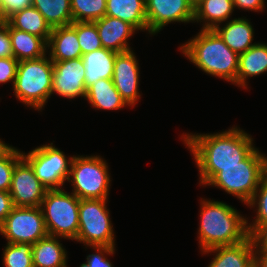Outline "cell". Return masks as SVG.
Instances as JSON below:
<instances>
[{"instance_id":"6da1fadb","label":"cell","mask_w":267,"mask_h":267,"mask_svg":"<svg viewBox=\"0 0 267 267\" xmlns=\"http://www.w3.org/2000/svg\"><path fill=\"white\" fill-rule=\"evenodd\" d=\"M251 137L237 126L214 134L183 133L181 138L199 169V184L206 187L222 167L240 165L255 149Z\"/></svg>"},{"instance_id":"52a82bcc","label":"cell","mask_w":267,"mask_h":267,"mask_svg":"<svg viewBox=\"0 0 267 267\" xmlns=\"http://www.w3.org/2000/svg\"><path fill=\"white\" fill-rule=\"evenodd\" d=\"M103 159L98 155H73L68 182L79 199H108L111 179Z\"/></svg>"},{"instance_id":"d6986e66","label":"cell","mask_w":267,"mask_h":267,"mask_svg":"<svg viewBox=\"0 0 267 267\" xmlns=\"http://www.w3.org/2000/svg\"><path fill=\"white\" fill-rule=\"evenodd\" d=\"M267 72V44L256 43L239 55L236 86L247 87V78Z\"/></svg>"},{"instance_id":"f1b7e54d","label":"cell","mask_w":267,"mask_h":267,"mask_svg":"<svg viewBox=\"0 0 267 267\" xmlns=\"http://www.w3.org/2000/svg\"><path fill=\"white\" fill-rule=\"evenodd\" d=\"M4 267H34L32 245L28 243H7L3 249Z\"/></svg>"},{"instance_id":"836d02e7","label":"cell","mask_w":267,"mask_h":267,"mask_svg":"<svg viewBox=\"0 0 267 267\" xmlns=\"http://www.w3.org/2000/svg\"><path fill=\"white\" fill-rule=\"evenodd\" d=\"M18 64L14 57L0 58V83L11 81L14 85Z\"/></svg>"},{"instance_id":"603a6c76","label":"cell","mask_w":267,"mask_h":267,"mask_svg":"<svg viewBox=\"0 0 267 267\" xmlns=\"http://www.w3.org/2000/svg\"><path fill=\"white\" fill-rule=\"evenodd\" d=\"M106 16L116 17L147 31L146 0H106Z\"/></svg>"},{"instance_id":"8d00e7d4","label":"cell","mask_w":267,"mask_h":267,"mask_svg":"<svg viewBox=\"0 0 267 267\" xmlns=\"http://www.w3.org/2000/svg\"><path fill=\"white\" fill-rule=\"evenodd\" d=\"M255 252L267 251V224L260 225L251 235Z\"/></svg>"},{"instance_id":"4316f807","label":"cell","mask_w":267,"mask_h":267,"mask_svg":"<svg viewBox=\"0 0 267 267\" xmlns=\"http://www.w3.org/2000/svg\"><path fill=\"white\" fill-rule=\"evenodd\" d=\"M35 7L51 28L70 25L73 22L71 0H32Z\"/></svg>"},{"instance_id":"44dd1931","label":"cell","mask_w":267,"mask_h":267,"mask_svg":"<svg viewBox=\"0 0 267 267\" xmlns=\"http://www.w3.org/2000/svg\"><path fill=\"white\" fill-rule=\"evenodd\" d=\"M59 239L47 235L32 245L34 267H68L67 252Z\"/></svg>"},{"instance_id":"7a4b0ae2","label":"cell","mask_w":267,"mask_h":267,"mask_svg":"<svg viewBox=\"0 0 267 267\" xmlns=\"http://www.w3.org/2000/svg\"><path fill=\"white\" fill-rule=\"evenodd\" d=\"M200 225L198 230L201 252L207 249L234 245L250 235L248 220L237 209L222 201L201 199Z\"/></svg>"},{"instance_id":"30bf717a","label":"cell","mask_w":267,"mask_h":267,"mask_svg":"<svg viewBox=\"0 0 267 267\" xmlns=\"http://www.w3.org/2000/svg\"><path fill=\"white\" fill-rule=\"evenodd\" d=\"M7 243L33 245L48 235L41 207H13L0 227Z\"/></svg>"},{"instance_id":"b9f144b4","label":"cell","mask_w":267,"mask_h":267,"mask_svg":"<svg viewBox=\"0 0 267 267\" xmlns=\"http://www.w3.org/2000/svg\"><path fill=\"white\" fill-rule=\"evenodd\" d=\"M189 4H190V6L193 8V9H195L199 4H200V2L202 1V0H186Z\"/></svg>"},{"instance_id":"74e56055","label":"cell","mask_w":267,"mask_h":267,"mask_svg":"<svg viewBox=\"0 0 267 267\" xmlns=\"http://www.w3.org/2000/svg\"><path fill=\"white\" fill-rule=\"evenodd\" d=\"M14 207L9 192L0 190V227L4 223L6 217L11 213Z\"/></svg>"},{"instance_id":"ab89813d","label":"cell","mask_w":267,"mask_h":267,"mask_svg":"<svg viewBox=\"0 0 267 267\" xmlns=\"http://www.w3.org/2000/svg\"><path fill=\"white\" fill-rule=\"evenodd\" d=\"M255 267H267V251L255 252Z\"/></svg>"},{"instance_id":"f546056e","label":"cell","mask_w":267,"mask_h":267,"mask_svg":"<svg viewBox=\"0 0 267 267\" xmlns=\"http://www.w3.org/2000/svg\"><path fill=\"white\" fill-rule=\"evenodd\" d=\"M251 208H257L253 223H247L249 235H251L260 225L267 224V172L263 175L258 189L251 200L246 204Z\"/></svg>"},{"instance_id":"e575fe53","label":"cell","mask_w":267,"mask_h":267,"mask_svg":"<svg viewBox=\"0 0 267 267\" xmlns=\"http://www.w3.org/2000/svg\"><path fill=\"white\" fill-rule=\"evenodd\" d=\"M32 7V0H3V22L25 8Z\"/></svg>"},{"instance_id":"60d3db41","label":"cell","mask_w":267,"mask_h":267,"mask_svg":"<svg viewBox=\"0 0 267 267\" xmlns=\"http://www.w3.org/2000/svg\"><path fill=\"white\" fill-rule=\"evenodd\" d=\"M14 149L15 147L9 146L4 141L0 140V159L6 158Z\"/></svg>"},{"instance_id":"d6a6232c","label":"cell","mask_w":267,"mask_h":267,"mask_svg":"<svg viewBox=\"0 0 267 267\" xmlns=\"http://www.w3.org/2000/svg\"><path fill=\"white\" fill-rule=\"evenodd\" d=\"M91 248L96 250L95 253L89 254L86 263L81 264L80 267H113L106 255L115 254V247L91 246Z\"/></svg>"},{"instance_id":"9a60e30c","label":"cell","mask_w":267,"mask_h":267,"mask_svg":"<svg viewBox=\"0 0 267 267\" xmlns=\"http://www.w3.org/2000/svg\"><path fill=\"white\" fill-rule=\"evenodd\" d=\"M94 23L97 27L102 47L116 53L131 50L127 41L138 31L133 25L116 17L106 15L94 21Z\"/></svg>"},{"instance_id":"d4e9b609","label":"cell","mask_w":267,"mask_h":267,"mask_svg":"<svg viewBox=\"0 0 267 267\" xmlns=\"http://www.w3.org/2000/svg\"><path fill=\"white\" fill-rule=\"evenodd\" d=\"M9 34L14 58L18 61L47 55V43L41 37L15 29L10 24Z\"/></svg>"},{"instance_id":"7bdbcfd3","label":"cell","mask_w":267,"mask_h":267,"mask_svg":"<svg viewBox=\"0 0 267 267\" xmlns=\"http://www.w3.org/2000/svg\"><path fill=\"white\" fill-rule=\"evenodd\" d=\"M0 22H3V0H0Z\"/></svg>"},{"instance_id":"f35d334b","label":"cell","mask_w":267,"mask_h":267,"mask_svg":"<svg viewBox=\"0 0 267 267\" xmlns=\"http://www.w3.org/2000/svg\"><path fill=\"white\" fill-rule=\"evenodd\" d=\"M265 0H233L234 8L262 12L265 8Z\"/></svg>"},{"instance_id":"8992f818","label":"cell","mask_w":267,"mask_h":267,"mask_svg":"<svg viewBox=\"0 0 267 267\" xmlns=\"http://www.w3.org/2000/svg\"><path fill=\"white\" fill-rule=\"evenodd\" d=\"M80 199L63 188L47 190L41 209L48 235L76 240Z\"/></svg>"},{"instance_id":"2e32d148","label":"cell","mask_w":267,"mask_h":267,"mask_svg":"<svg viewBox=\"0 0 267 267\" xmlns=\"http://www.w3.org/2000/svg\"><path fill=\"white\" fill-rule=\"evenodd\" d=\"M207 253L215 255L208 267H255V246L251 236L234 245L217 246L202 251V254Z\"/></svg>"},{"instance_id":"277c9868","label":"cell","mask_w":267,"mask_h":267,"mask_svg":"<svg viewBox=\"0 0 267 267\" xmlns=\"http://www.w3.org/2000/svg\"><path fill=\"white\" fill-rule=\"evenodd\" d=\"M267 172V156L255 148L240 165L222 167L206 186H214L247 204Z\"/></svg>"},{"instance_id":"7402d4cb","label":"cell","mask_w":267,"mask_h":267,"mask_svg":"<svg viewBox=\"0 0 267 267\" xmlns=\"http://www.w3.org/2000/svg\"><path fill=\"white\" fill-rule=\"evenodd\" d=\"M234 9L233 0H202L194 9L193 22H204L202 30H214L229 20Z\"/></svg>"},{"instance_id":"4fadbf2b","label":"cell","mask_w":267,"mask_h":267,"mask_svg":"<svg viewBox=\"0 0 267 267\" xmlns=\"http://www.w3.org/2000/svg\"><path fill=\"white\" fill-rule=\"evenodd\" d=\"M67 99L84 97L85 66L81 58L53 62L52 94Z\"/></svg>"},{"instance_id":"83f0119b","label":"cell","mask_w":267,"mask_h":267,"mask_svg":"<svg viewBox=\"0 0 267 267\" xmlns=\"http://www.w3.org/2000/svg\"><path fill=\"white\" fill-rule=\"evenodd\" d=\"M106 0H71L73 22H94L106 14Z\"/></svg>"},{"instance_id":"1f68e13d","label":"cell","mask_w":267,"mask_h":267,"mask_svg":"<svg viewBox=\"0 0 267 267\" xmlns=\"http://www.w3.org/2000/svg\"><path fill=\"white\" fill-rule=\"evenodd\" d=\"M22 157V152L15 148L6 158L0 159L1 191L9 192L14 167Z\"/></svg>"},{"instance_id":"cb8c5ba5","label":"cell","mask_w":267,"mask_h":267,"mask_svg":"<svg viewBox=\"0 0 267 267\" xmlns=\"http://www.w3.org/2000/svg\"><path fill=\"white\" fill-rule=\"evenodd\" d=\"M85 99L96 109L120 110L127 106L112 79H99L86 89Z\"/></svg>"},{"instance_id":"8fae6325","label":"cell","mask_w":267,"mask_h":267,"mask_svg":"<svg viewBox=\"0 0 267 267\" xmlns=\"http://www.w3.org/2000/svg\"><path fill=\"white\" fill-rule=\"evenodd\" d=\"M48 189L38 180L30 163L22 157L15 165L9 194L15 207H40Z\"/></svg>"},{"instance_id":"5bb4252c","label":"cell","mask_w":267,"mask_h":267,"mask_svg":"<svg viewBox=\"0 0 267 267\" xmlns=\"http://www.w3.org/2000/svg\"><path fill=\"white\" fill-rule=\"evenodd\" d=\"M133 50L117 53L114 62L112 81L122 99L130 107L135 106L140 98L139 64Z\"/></svg>"},{"instance_id":"ac0fdd59","label":"cell","mask_w":267,"mask_h":267,"mask_svg":"<svg viewBox=\"0 0 267 267\" xmlns=\"http://www.w3.org/2000/svg\"><path fill=\"white\" fill-rule=\"evenodd\" d=\"M249 21L246 17L235 18L228 20L224 26L218 25L214 30L232 51L240 55L256 44H252L254 29Z\"/></svg>"},{"instance_id":"9c48e42d","label":"cell","mask_w":267,"mask_h":267,"mask_svg":"<svg viewBox=\"0 0 267 267\" xmlns=\"http://www.w3.org/2000/svg\"><path fill=\"white\" fill-rule=\"evenodd\" d=\"M22 156L30 163L36 177L48 190L61 189L69 178L73 156L68 159L53 143L36 147L26 154L22 151Z\"/></svg>"},{"instance_id":"3957f363","label":"cell","mask_w":267,"mask_h":267,"mask_svg":"<svg viewBox=\"0 0 267 267\" xmlns=\"http://www.w3.org/2000/svg\"><path fill=\"white\" fill-rule=\"evenodd\" d=\"M199 69L236 85L239 55L232 51L215 30H200L179 48Z\"/></svg>"},{"instance_id":"5b68a950","label":"cell","mask_w":267,"mask_h":267,"mask_svg":"<svg viewBox=\"0 0 267 267\" xmlns=\"http://www.w3.org/2000/svg\"><path fill=\"white\" fill-rule=\"evenodd\" d=\"M53 62L50 57L19 61L13 85L15 97L28 107L42 111L52 95Z\"/></svg>"},{"instance_id":"ba28073f","label":"cell","mask_w":267,"mask_h":267,"mask_svg":"<svg viewBox=\"0 0 267 267\" xmlns=\"http://www.w3.org/2000/svg\"><path fill=\"white\" fill-rule=\"evenodd\" d=\"M107 199H80L77 242L85 246L115 247Z\"/></svg>"},{"instance_id":"7c38bea8","label":"cell","mask_w":267,"mask_h":267,"mask_svg":"<svg viewBox=\"0 0 267 267\" xmlns=\"http://www.w3.org/2000/svg\"><path fill=\"white\" fill-rule=\"evenodd\" d=\"M147 31L150 35L160 32L173 22L194 21V9L186 0H146Z\"/></svg>"},{"instance_id":"4dcf8cb0","label":"cell","mask_w":267,"mask_h":267,"mask_svg":"<svg viewBox=\"0 0 267 267\" xmlns=\"http://www.w3.org/2000/svg\"><path fill=\"white\" fill-rule=\"evenodd\" d=\"M76 33L82 55L102 48L94 22H76Z\"/></svg>"},{"instance_id":"e0dca14e","label":"cell","mask_w":267,"mask_h":267,"mask_svg":"<svg viewBox=\"0 0 267 267\" xmlns=\"http://www.w3.org/2000/svg\"><path fill=\"white\" fill-rule=\"evenodd\" d=\"M50 49V50H49ZM47 53L52 62L81 58L82 52L76 33V22L52 28Z\"/></svg>"},{"instance_id":"d590c367","label":"cell","mask_w":267,"mask_h":267,"mask_svg":"<svg viewBox=\"0 0 267 267\" xmlns=\"http://www.w3.org/2000/svg\"><path fill=\"white\" fill-rule=\"evenodd\" d=\"M14 57L9 34V23H0V58Z\"/></svg>"},{"instance_id":"ffe728a7","label":"cell","mask_w":267,"mask_h":267,"mask_svg":"<svg viewBox=\"0 0 267 267\" xmlns=\"http://www.w3.org/2000/svg\"><path fill=\"white\" fill-rule=\"evenodd\" d=\"M116 55V52L104 47L82 55L86 89L99 79H112Z\"/></svg>"},{"instance_id":"484cf974","label":"cell","mask_w":267,"mask_h":267,"mask_svg":"<svg viewBox=\"0 0 267 267\" xmlns=\"http://www.w3.org/2000/svg\"><path fill=\"white\" fill-rule=\"evenodd\" d=\"M7 22L15 29L41 37L48 43L52 28L35 7H29L12 15Z\"/></svg>"}]
</instances>
